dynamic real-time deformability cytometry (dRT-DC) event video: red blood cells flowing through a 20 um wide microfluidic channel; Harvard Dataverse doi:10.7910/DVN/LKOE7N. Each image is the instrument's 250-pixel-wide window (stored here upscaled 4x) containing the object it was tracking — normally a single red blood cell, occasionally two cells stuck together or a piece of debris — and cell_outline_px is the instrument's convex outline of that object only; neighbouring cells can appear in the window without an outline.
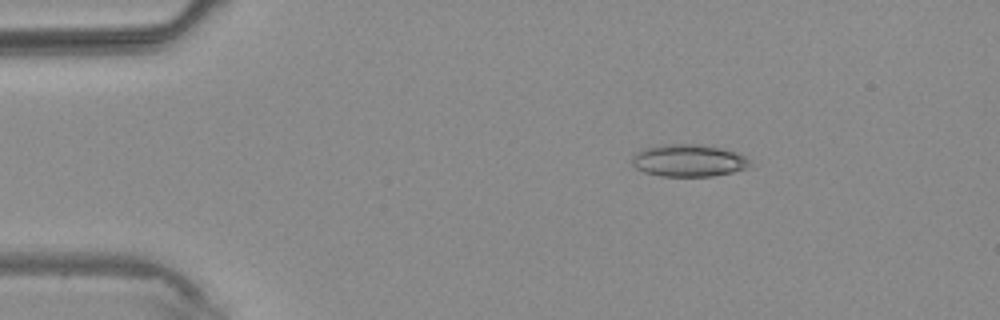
{"species": "common noctule bat (a hibernating species)", "species_latin": "Nyctalus noctula", "temperature_condition": "warm", "stored_images_in_passage": 3, "camera_frame_rate_fps": 3000, "um_per_image_px": 0.085, "animal": {"sex": "male", "body_mass_g": 20.4}, "frame": {"image": 1, "passage_image": 1, "time_ms": 0.0, "image_size_px": [1000, 320], "cell_outline_px": [[752, 164], [748, 168], [732, 172], [712, 176], [660, 176], [644, 172], [636, 168], [632, 164], [632, 156], [636, 152], [644, 148], [668, 144], [696, 144], [720, 148], [736, 152], [744, 156]], "centroid_in_image_um": [58.52, 13.65], "position_along_channel_um": 26.5, "area_um2": 22.08}}